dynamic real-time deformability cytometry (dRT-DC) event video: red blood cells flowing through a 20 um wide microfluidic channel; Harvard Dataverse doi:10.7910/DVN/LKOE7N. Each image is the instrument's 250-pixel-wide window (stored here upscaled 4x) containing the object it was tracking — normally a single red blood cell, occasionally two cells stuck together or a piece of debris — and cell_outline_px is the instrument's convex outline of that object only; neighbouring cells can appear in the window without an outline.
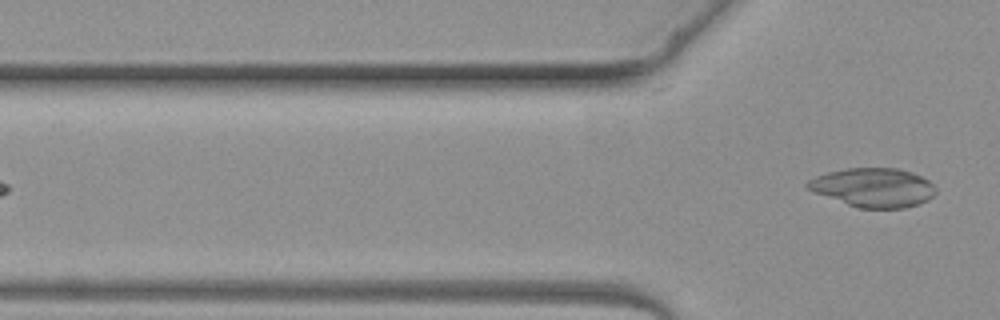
{"species": "common noctule bat (a hibernating species)", "species_latin": "Nyctalus noctula", "temperature_condition": "warm", "stored_images_in_passage": 3, "camera_frame_rate_fps": 3000, "um_per_image_px": 0.085, "animal": {"sex": "female", "body_mass_g": 19.3, "forearm_length_mm": 54.1}, "frame": {"image": 1, "passage_image": 3, "time_ms": 2.667, "image_size_px": [1000, 320], "cell_outline_px": [[936, 192], [928, 200], [904, 208], [860, 208], [812, 192], [804, 184], [808, 180], [816, 176], [828, 172], [848, 168], [896, 168], [912, 172], [928, 180], [936, 188]], "centroid_in_image_um": [74.22, 15.93], "position_along_channel_um": 51.6, "area_um2": 28.96}}